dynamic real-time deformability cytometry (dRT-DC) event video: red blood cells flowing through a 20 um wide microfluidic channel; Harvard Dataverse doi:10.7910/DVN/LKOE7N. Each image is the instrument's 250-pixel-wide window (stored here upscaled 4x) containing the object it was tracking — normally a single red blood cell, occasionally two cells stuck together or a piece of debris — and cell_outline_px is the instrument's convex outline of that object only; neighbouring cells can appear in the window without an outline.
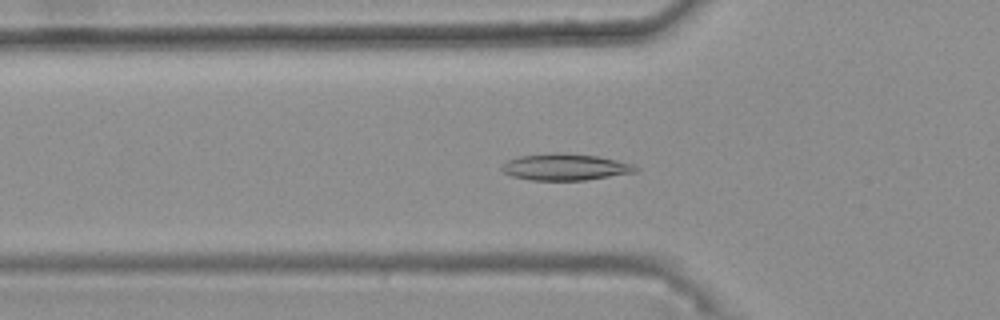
{"species": "common noctule bat (a hibernating species)", "species_latin": "Nyctalus noctula", "temperature_condition": "warm", "stored_images_in_passage": 43, "camera_frame_rate_fps": 3000, "um_per_image_px": 0.085, "animal": {"sex": "female", "body_mass_g": 25.1}, "frame": {"image": 1, "passage_image": 15, "time_ms": 4.667, "image_size_px": [1000, 320], "cell_outline_px": [[640, 168], [636, 172], [584, 180], [528, 180], [512, 176], [504, 172], [500, 168], [500, 164], [516, 156], [552, 152], [564, 152], [596, 156], [616, 160], [632, 164]], "centroid_in_image_um": [47.98, 14.18], "position_along_channel_um": 77.8, "area_um2": 20.92}}
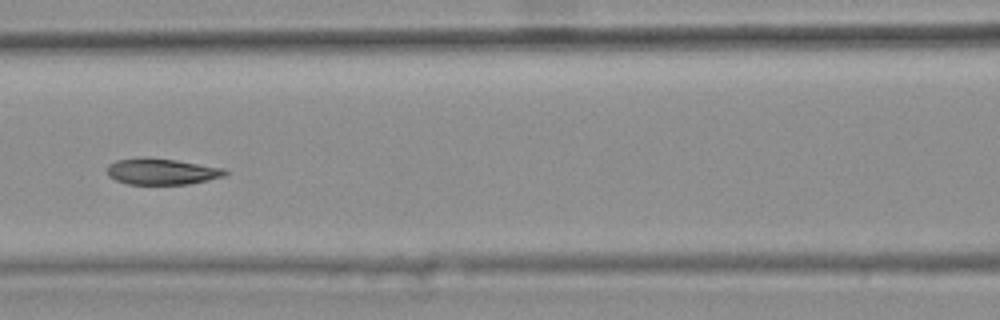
{"frame": {"image": 2, "passage_image": 21, "time_ms": 6.667, "image_size_px": [1000, 320], "cell_outline_px": [[228, 172], [224, 176], [208, 180], [188, 184], [128, 184], [116, 180], [108, 176], [104, 168], [108, 164], [116, 160], [176, 160], [224, 168]], "centroid_in_image_um": [13.75, 14.62], "position_along_channel_um": 152.9, "area_um2": 17.4}}
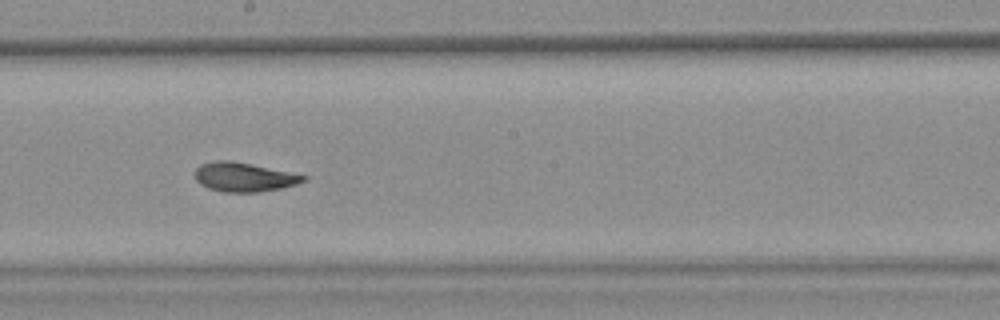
{"frame": {"image": 3, "passage_image": 27, "time_ms": 8.667, "image_size_px": [1000, 320], "cell_outline_px": [[308, 180], [296, 184], [280, 188], [260, 192], [224, 192], [208, 188], [200, 184], [196, 180], [192, 172], [200, 164], [216, 160], [232, 160], [252, 164], [308, 176]], "centroid_in_image_um": [20.7, 15.04], "position_along_channel_um": 227.5, "area_um2": 18.61}, "authors_computed_cell_mechanics": {"area_um2": 19.0162, "velocity_mm_per_s": 3.7437, "shape_relaxation_time_tau1_ms": 6.0167, "shape_relaxation_time_tau2_ms": 1.9565, "deformation_change_tau1": 0.1718, "deformation_change_tau2": 0.0611}}